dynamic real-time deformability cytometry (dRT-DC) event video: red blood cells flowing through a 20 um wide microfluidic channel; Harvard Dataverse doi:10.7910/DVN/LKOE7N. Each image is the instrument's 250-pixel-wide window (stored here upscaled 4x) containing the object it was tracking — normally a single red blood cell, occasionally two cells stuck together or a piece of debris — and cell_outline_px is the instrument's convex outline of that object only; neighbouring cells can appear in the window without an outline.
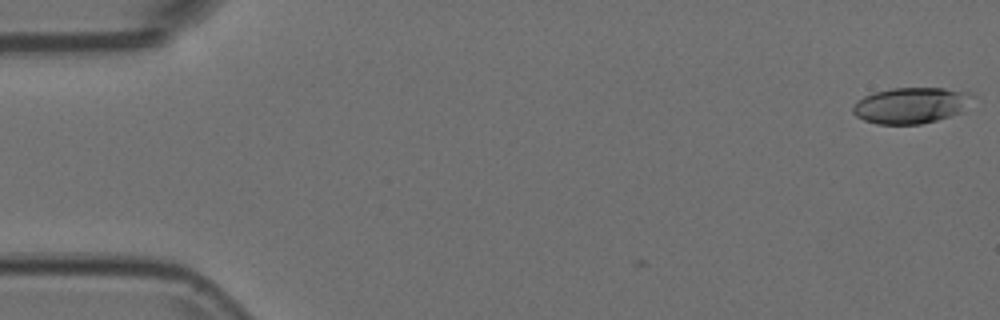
{"species": "Egyptian fruit bat (a non-hibernating species)", "species_latin": "Rousettus aegyptiacus", "temperature_condition": "room temperature", "stored_images_in_passage": 5, "camera_frame_rate_fps": 3000, "um_per_image_px": 0.085, "animal": {"sex": "female"}, "frame": {"image": 1, "passage_image": 1, "time_ms": 0.0, "image_size_px": [1000, 320], "cell_outline_px": [[972, 96], [964, 112], [936, 120], [920, 124], [876, 124], [864, 120], [856, 116], [852, 112], [852, 108], [856, 100], [872, 92], [892, 88], [944, 88], [968, 92]], "centroid_in_image_um": [77.4, 8.96], "position_along_channel_um": 7.6, "area_um2": 25.2}}